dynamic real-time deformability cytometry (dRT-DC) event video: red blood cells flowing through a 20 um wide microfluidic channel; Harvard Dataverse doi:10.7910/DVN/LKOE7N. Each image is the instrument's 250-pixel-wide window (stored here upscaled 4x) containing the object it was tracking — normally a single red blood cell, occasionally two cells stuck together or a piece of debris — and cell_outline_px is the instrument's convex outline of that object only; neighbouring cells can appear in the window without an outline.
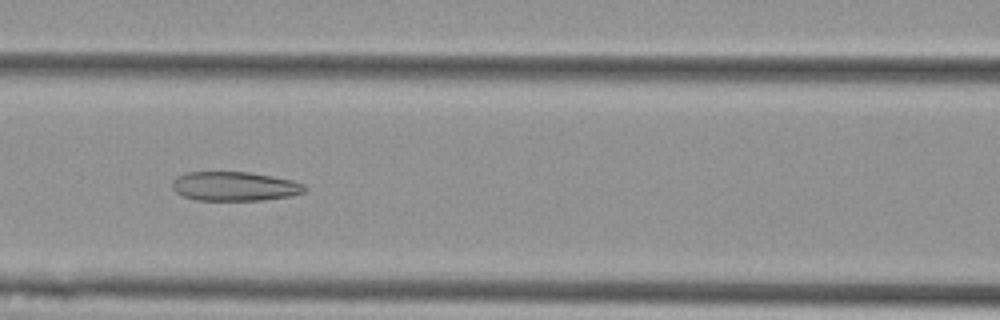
{"species": "Egyptian fruit bat (a non-hibernating species)", "species_latin": "Rousettus aegyptiacus", "temperature_condition": "cold", "stored_images_in_passage": 8, "camera_frame_rate_fps": 3000, "um_per_image_px": 0.085, "animal": {"sex": "female"}, "frame": {"image": 1, "passage_image": 7, "time_ms": 2.0, "image_size_px": [1000, 320], "cell_outline_px": [[308, 188], [304, 192], [288, 196], [264, 200], [196, 200], [184, 196], [176, 192], [172, 188], [172, 180], [176, 176], [188, 172], [252, 172], [292, 180], [304, 184]], "centroid_in_image_um": [19.94, 15.83], "position_along_channel_um": 146.7, "area_um2": 22.6}}
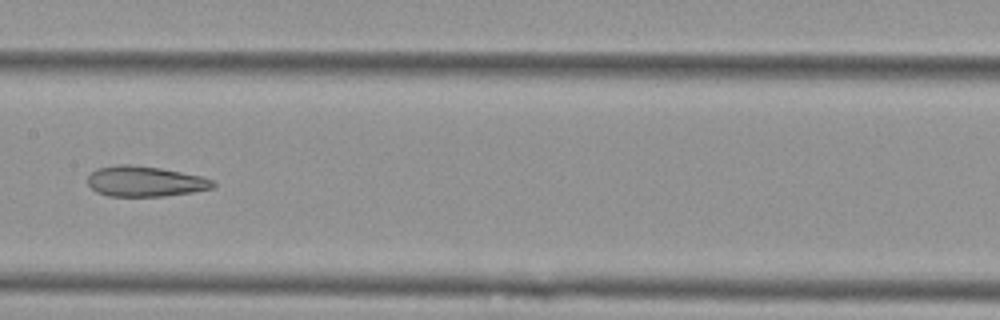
{"frame": {"image": 2, "passage_image": 8, "time_ms": 2.333, "image_size_px": [1000, 320], "cell_outline_px": [[216, 184], [212, 188], [192, 192], [164, 196], [108, 196], [96, 192], [88, 184], [88, 176], [96, 168], [116, 164], [128, 164], [160, 168], [200, 176], [216, 180]], "centroid_in_image_um": [12.32, 15.41], "position_along_channel_um": 195.1, "area_um2": 22.25}}